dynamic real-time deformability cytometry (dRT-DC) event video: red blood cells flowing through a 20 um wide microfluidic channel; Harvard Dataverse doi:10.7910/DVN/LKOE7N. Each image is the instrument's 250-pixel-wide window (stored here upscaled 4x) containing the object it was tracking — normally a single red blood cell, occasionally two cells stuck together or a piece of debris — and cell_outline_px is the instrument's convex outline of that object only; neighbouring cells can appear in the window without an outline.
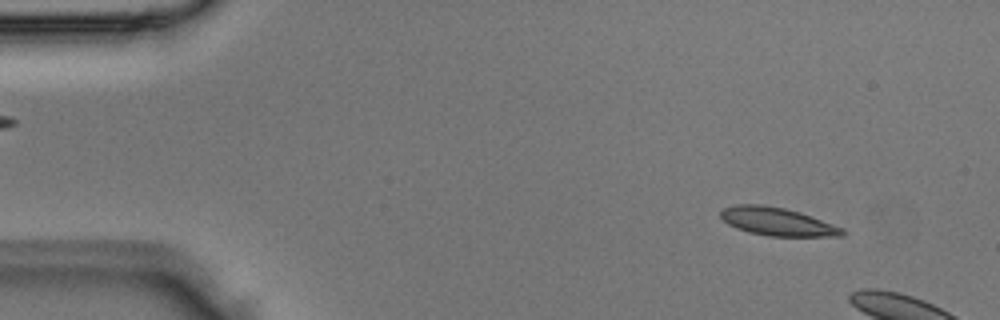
{"species": "Egyptian fruit bat (a non-hibernating species)", "species_latin": "Rousettus aegyptiacus", "temperature_condition": "room temperature", "stored_images_in_passage": 2, "camera_frame_rate_fps": 3000, "um_per_image_px": 0.085, "animal": {"sex": "male"}, "frame": {"image": 1, "passage_image": 1, "time_ms": 0.0, "image_size_px": [1000, 320], "cell_outline_px": [[844, 236], [768, 236], [748, 232], [736, 228], [728, 224], [720, 216], [720, 208], [736, 204], [764, 204], [784, 208], [800, 212], [844, 228]], "centroid_in_image_um": [66.03, 18.82], "position_along_channel_um": 19.0, "area_um2": 20.06}}